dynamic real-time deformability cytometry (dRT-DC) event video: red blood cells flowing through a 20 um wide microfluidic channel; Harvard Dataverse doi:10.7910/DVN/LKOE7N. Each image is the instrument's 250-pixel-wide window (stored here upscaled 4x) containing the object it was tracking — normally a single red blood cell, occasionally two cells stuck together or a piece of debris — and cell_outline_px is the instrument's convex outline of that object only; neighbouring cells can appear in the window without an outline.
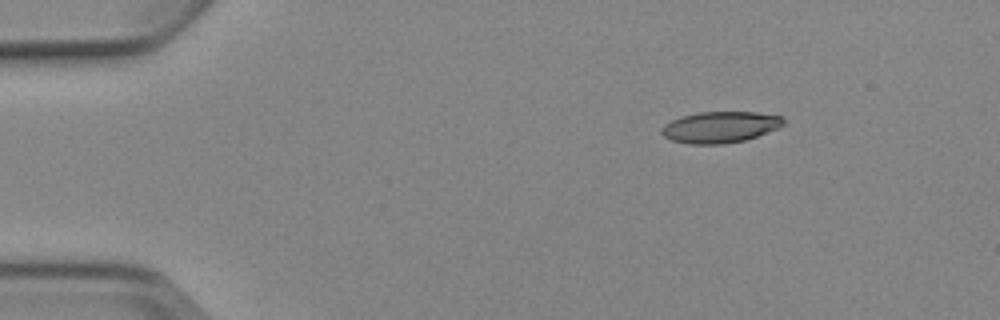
{"species": "Egyptian fruit bat (a non-hibernating species)", "species_latin": "Rousettus aegyptiacus", "temperature_condition": "cold", "stored_images_in_passage": 3, "camera_frame_rate_fps": 3000, "um_per_image_px": 0.085, "animal": {"sex": "female"}, "frame": {"image": 1, "passage_image": 3, "time_ms": 2.667, "image_size_px": [1000, 320], "cell_outline_px": [[784, 124], [780, 128], [744, 140], [724, 144], [688, 144], [672, 140], [664, 136], [660, 132], [660, 128], [664, 124], [672, 120], [684, 116], [700, 112], [756, 112], [784, 116]], "centroid_in_image_um": [61.23, 10.8], "position_along_channel_um": 23.8, "area_um2": 22.25}}